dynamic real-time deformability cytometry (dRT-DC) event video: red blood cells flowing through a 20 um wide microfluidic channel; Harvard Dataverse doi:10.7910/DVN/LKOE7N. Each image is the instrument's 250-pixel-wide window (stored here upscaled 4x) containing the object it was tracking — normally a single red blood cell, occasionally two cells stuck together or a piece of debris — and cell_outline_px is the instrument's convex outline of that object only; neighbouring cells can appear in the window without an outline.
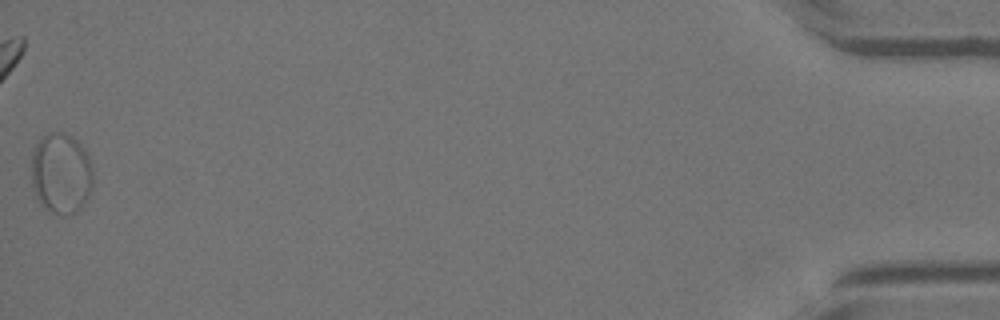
{"species": "Egyptian fruit bat (a non-hibernating species)", "species_latin": "Rousettus aegyptiacus", "temperature_condition": "warm", "stored_images_in_passage": 45, "segment_of_instrument_passage": [2, 2], "camera_frame_rate_fps": 3000, "um_per_image_px": 0.085, "animal": {"sex": "female"}, "frame": {"image": 1, "passage_image": 45, "time_ms": 14.667, "image_size_px": [1000, 320], "cell_outline_px": [[92, 188], [84, 204], [76, 212], [52, 212], [40, 204], [32, 188], [32, 148], [40, 136], [48, 132], [64, 132], [72, 136], [84, 148], [88, 156], [92, 168]], "centroid_in_image_um": [5.17, 14.67], "position_along_channel_um": 430.0, "area_um2": 29.13}}